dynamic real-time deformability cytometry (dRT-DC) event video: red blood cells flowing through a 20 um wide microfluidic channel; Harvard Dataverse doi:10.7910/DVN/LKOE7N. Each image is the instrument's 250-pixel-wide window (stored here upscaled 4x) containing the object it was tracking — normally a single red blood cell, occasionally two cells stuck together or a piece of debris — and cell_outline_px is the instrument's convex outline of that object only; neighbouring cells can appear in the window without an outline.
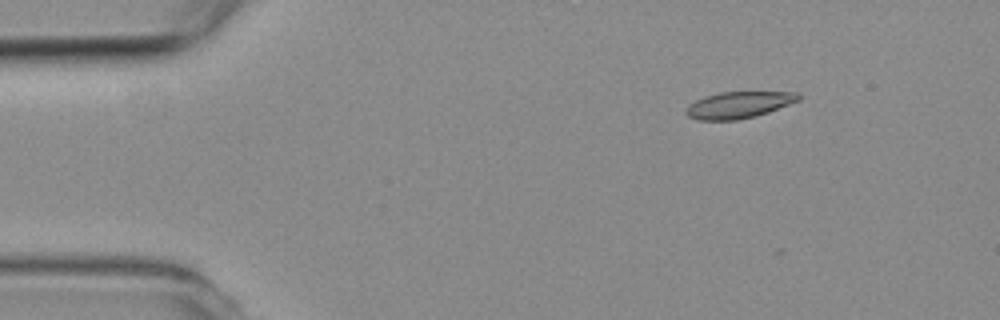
{"species": "common noctule bat (a hibernating species)", "species_latin": "Nyctalus noctula", "temperature_condition": "room temperature", "stored_images_in_passage": 6, "camera_frame_rate_fps": 3000, "um_per_image_px": 0.085, "animal": {"sex": "female", "body_mass_g": 19.3, "forearm_length_mm": 54.1}, "frame": {"image": 1, "passage_image": 2, "time_ms": 1.333, "image_size_px": [1000, 320], "cell_outline_px": [[800, 100], [768, 112], [756, 116], [736, 120], [700, 120], [688, 116], [684, 112], [688, 104], [704, 96], [720, 92], [796, 92], [800, 96]], "centroid_in_image_um": [62.76, 8.92], "position_along_channel_um": 22.2, "area_um2": 17.4}}
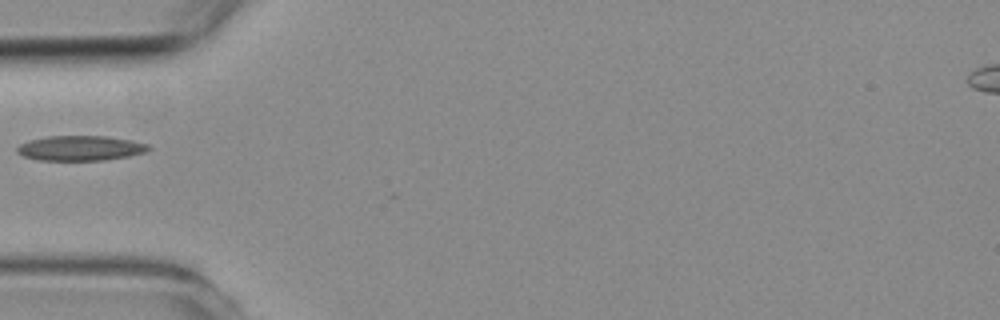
{"frame": {"image": 2, "passage_image": 5, "time_ms": 4.667, "image_size_px": [1000, 320], "cell_outline_px": [[152, 148], [148, 152], [128, 156], [104, 160], [40, 160], [24, 156], [16, 152], [16, 148], [20, 144], [28, 140], [48, 136], [104, 136], [132, 140], [148, 144]], "centroid_in_image_um": [6.86, 12.59], "position_along_channel_um": 78.1, "area_um2": 19.19}}
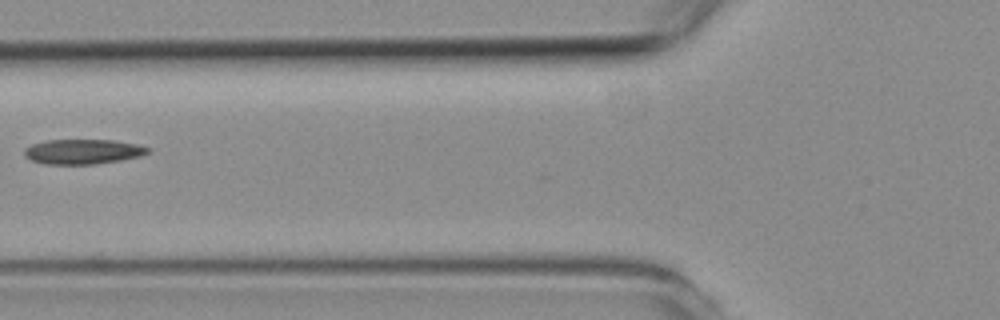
{"frame": {"image": 3, "passage_image": 6, "time_ms": 5.667, "image_size_px": [1000, 320], "cell_outline_px": [[152, 152], [140, 156], [120, 160], [96, 164], [44, 164], [32, 160], [24, 156], [24, 148], [32, 144], [48, 140], [112, 140], [136, 144], [152, 148]], "centroid_in_image_um": [7.07, 12.89], "position_along_channel_um": 118.7, "area_um2": 17.98}}